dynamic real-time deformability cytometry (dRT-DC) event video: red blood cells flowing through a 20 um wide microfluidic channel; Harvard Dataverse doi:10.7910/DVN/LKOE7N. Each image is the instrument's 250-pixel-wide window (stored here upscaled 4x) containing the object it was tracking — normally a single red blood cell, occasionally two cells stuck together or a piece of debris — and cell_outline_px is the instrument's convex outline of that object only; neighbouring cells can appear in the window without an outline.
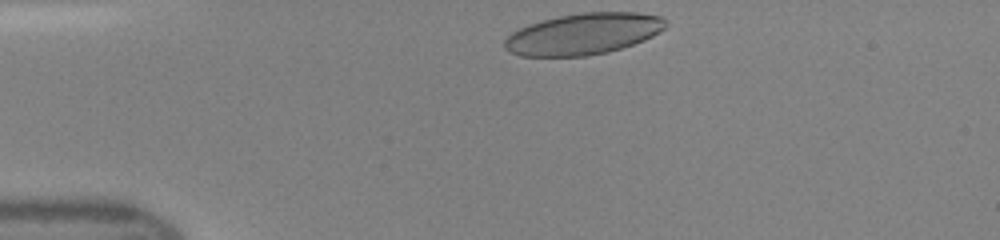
{"species": "human", "species_latin": "Homo sapiens", "temperature_condition": "room temperature", "stored_images_in_passage": 38, "camera_frame_rate_fps": 3000, "um_per_image_px": 0.085, "donor": {"sex": "female"}, "frame": {"image": 1, "passage_image": 1, "time_ms": 0.0, "image_size_px": [1000, 240], "cell_outline_px": [[668, 24], [660, 32], [644, 40], [608, 52], [588, 56], [520, 56], [504, 48], [504, 40], [512, 32], [528, 24], [560, 16], [584, 12], [636, 12], [660, 16], [668, 20]], "centroid_in_image_um": [49.61, 2.88], "position_along_channel_um": 35.4, "area_um2": 38.73}}
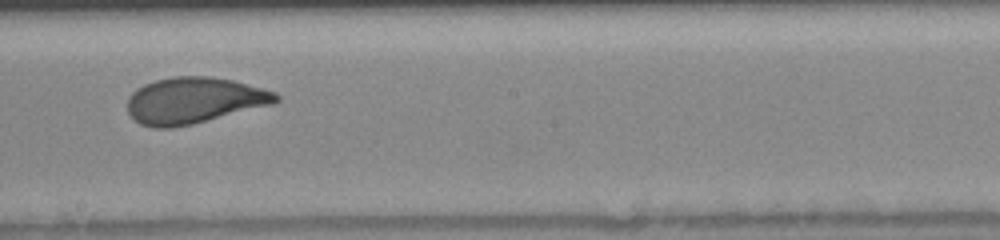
{"frame": {"image": 2, "passage_image": 18, "time_ms": 5.667, "image_size_px": [1000, 240], "cell_outline_px": [[280, 100], [272, 104], [192, 124], [172, 128], [156, 128], [140, 124], [128, 112], [128, 96], [136, 88], [144, 84], [156, 80], [172, 76], [208, 76], [232, 80], [264, 88], [276, 92], [280, 96]], "centroid_in_image_um": [16.49, 8.53], "position_along_channel_um": 231.7, "area_um2": 39.94}}
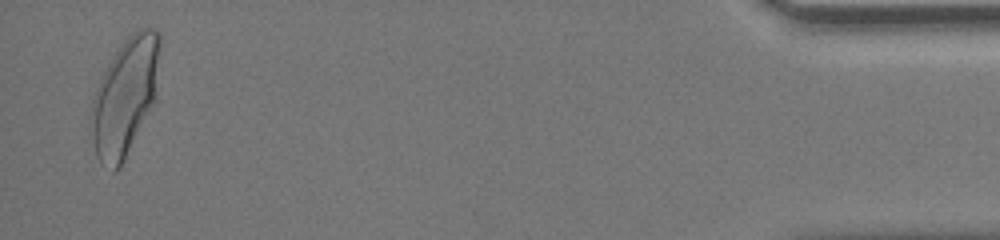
{"frame": {"image": 3, "passage_image": 37, "time_ms": 12.0, "image_size_px": [1000, 240], "cell_outline_px": [[160, 44], [152, 104], [120, 168], [112, 172], [96, 156], [92, 132], [92, 100], [96, 88], [108, 64], [120, 44], [136, 28], [152, 28], [160, 32]], "centroid_in_image_um": [10.61, 8.17], "position_along_channel_um": 424.6, "area_um2": 45.55}}